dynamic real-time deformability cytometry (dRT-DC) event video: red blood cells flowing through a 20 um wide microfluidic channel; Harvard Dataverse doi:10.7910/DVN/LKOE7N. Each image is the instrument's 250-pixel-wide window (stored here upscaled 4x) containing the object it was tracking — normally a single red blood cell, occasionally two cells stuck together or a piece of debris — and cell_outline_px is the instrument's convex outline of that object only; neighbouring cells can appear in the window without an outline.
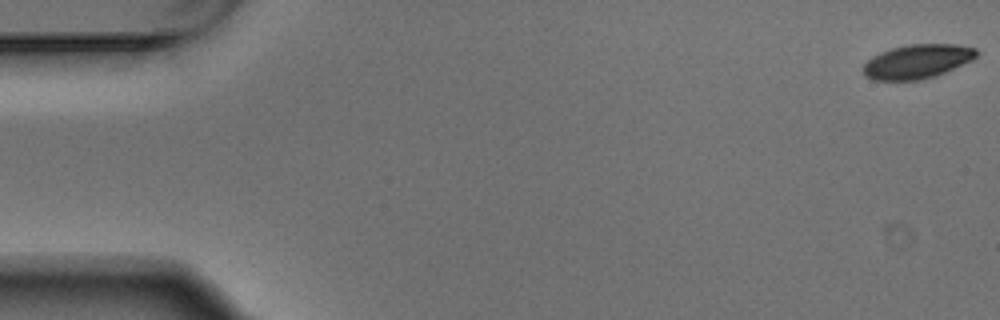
{"species": "Egyptian fruit bat (a non-hibernating species)", "species_latin": "Rousettus aegyptiacus", "temperature_condition": "warm", "stored_images_in_passage": 6, "segment_of_instrument_passage": [1, 2], "camera_frame_rate_fps": 3000, "um_per_image_px": 0.085, "animal": {"sex": "male"}, "frame": {"image": 1, "passage_image": 1, "time_ms": 0.0, "image_size_px": [1000, 320], "cell_outline_px": [[980, 52], [972, 60], [936, 76], [920, 80], [872, 80], [864, 76], [864, 64], [872, 56], [880, 52], [892, 48], [908, 44], [956, 44], [976, 48]], "centroid_in_image_um": [77.98, 5.22], "position_along_channel_um": 7.0, "area_um2": 22.6}}
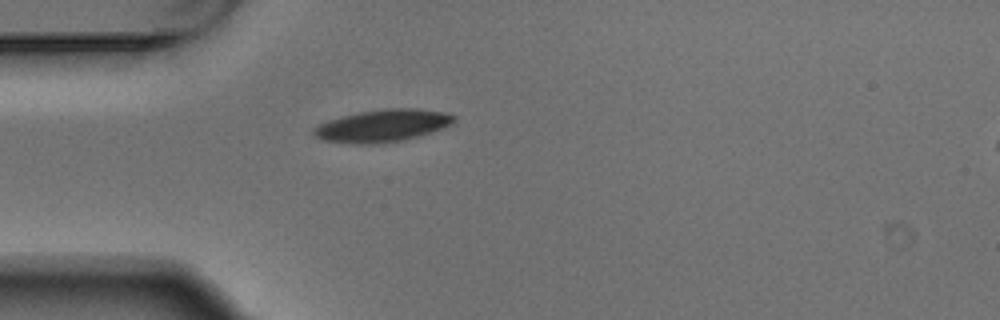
{"frame": {"image": 2, "passage_image": 5, "time_ms": 1.333, "image_size_px": [1000, 320], "cell_outline_px": [[456, 120], [452, 124], [444, 128], [404, 140], [376, 144], [360, 144], [324, 140], [316, 136], [312, 132], [312, 128], [328, 120], [340, 116], [360, 112], [384, 108], [416, 108], [448, 112], [456, 116]], "centroid_in_image_um": [32.56, 10.67], "position_along_channel_um": 52.4, "area_um2": 26.59}}